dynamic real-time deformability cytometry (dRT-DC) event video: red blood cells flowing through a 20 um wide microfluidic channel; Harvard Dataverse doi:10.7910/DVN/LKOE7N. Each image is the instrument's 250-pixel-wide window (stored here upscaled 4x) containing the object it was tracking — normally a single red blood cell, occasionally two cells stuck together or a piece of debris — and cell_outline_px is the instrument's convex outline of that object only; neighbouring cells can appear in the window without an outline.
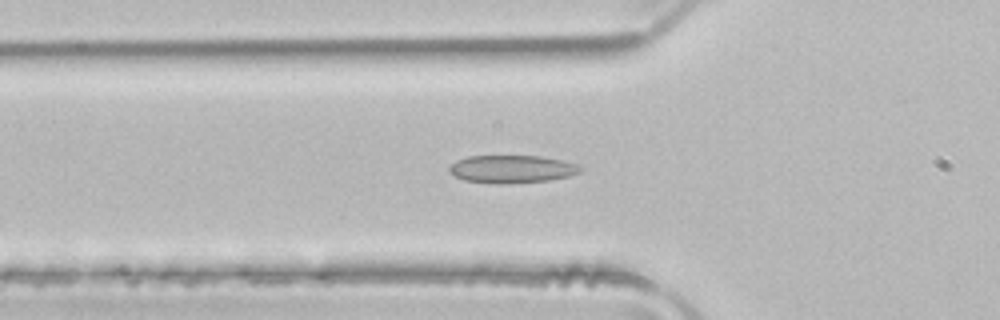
{"species": "common noctule bat (a hibernating species)", "species_latin": "Nyctalus noctula", "temperature_condition": "room temperature", "stored_images_in_passage": 45, "camera_frame_rate_fps": 3000, "um_per_image_px": 0.085, "animal": {"sex": "male", "body_mass_g": 21.5, "forearm_length_mm": 52.0}, "frame": {"image": 1, "passage_image": 17, "time_ms": 5.333, "image_size_px": [1000, 320], "cell_outline_px": [[584, 168], [580, 172], [568, 176], [548, 180], [504, 184], [496, 184], [464, 180], [448, 172], [448, 168], [456, 160], [468, 156], [540, 156], [560, 160], [576, 164]], "centroid_in_image_um": [43.48, 14.37], "position_along_channel_um": 82.3, "area_um2": 21.15}}
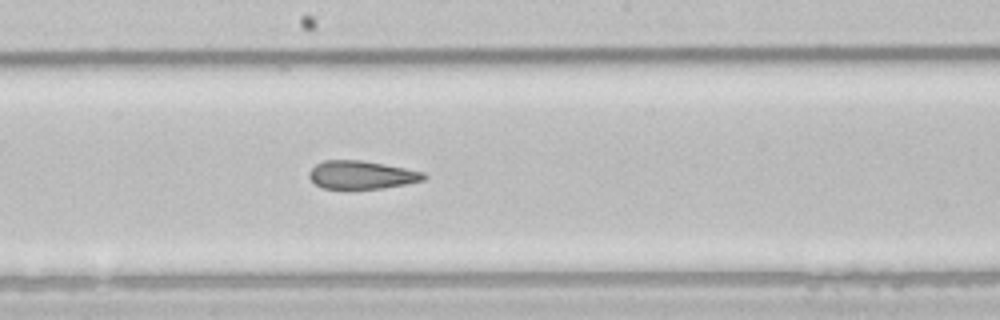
{"frame": {"image": 2, "passage_image": 27, "time_ms": 8.667, "image_size_px": [1000, 320], "cell_outline_px": [[428, 176], [424, 180], [408, 184], [384, 188], [352, 192], [348, 192], [324, 188], [316, 184], [308, 176], [308, 172], [316, 164], [324, 160], [360, 160], [384, 164], [424, 172]], "centroid_in_image_um": [30.72, 14.92], "position_along_channel_um": 217.5, "area_um2": 19.65}}
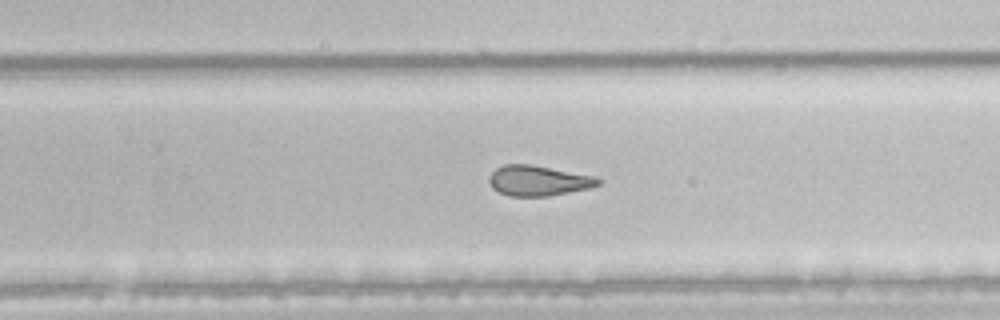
{"frame": {"image": 3, "passage_image": 32, "time_ms": 10.333, "image_size_px": [1000, 320], "cell_outline_px": [[604, 180], [600, 184], [588, 188], [548, 196], [508, 196], [492, 188], [488, 180], [488, 176], [496, 168], [504, 164], [528, 164], [596, 176]], "centroid_in_image_um": [45.75, 15.35], "position_along_channel_um": 284.1, "area_um2": 19.25}, "authors_computed_cell_mechanics": {"area_um2": 21.1548, "velocity_mm_per_s": 4.0236, "shape_relaxation_time_tau1_ms": null, "shape_relaxation_time_tau2_ms": 2.5419, "deformation_change_tau1": null, "deformation_change_tau2": 0.0988}}